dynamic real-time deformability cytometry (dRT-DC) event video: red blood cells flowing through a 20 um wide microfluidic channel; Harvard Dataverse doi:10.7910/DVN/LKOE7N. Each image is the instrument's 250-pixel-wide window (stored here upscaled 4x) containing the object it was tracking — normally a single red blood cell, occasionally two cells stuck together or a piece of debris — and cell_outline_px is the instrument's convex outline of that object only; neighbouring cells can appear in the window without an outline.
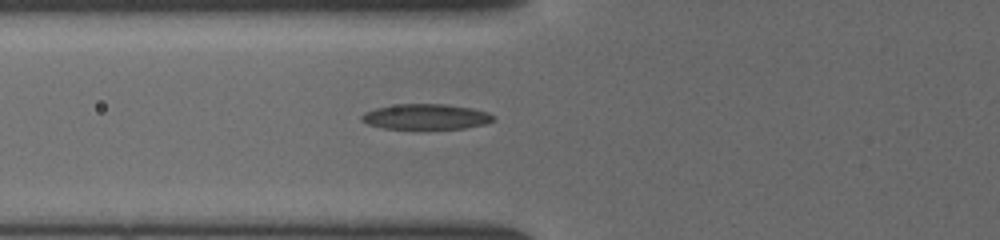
{"species": "common noctule bat (a hibernating species)", "species_latin": "Nyctalus noctula", "temperature_condition": "cold", "stored_images_in_passage": 27, "camera_frame_rate_fps": 3000, "um_per_image_px": 0.085, "animal": {"sex": "female", "body_mass_g": 19.5, "forearm_length_mm": 54.1}, "frame": {"image": 1, "passage_image": 2, "time_ms": 0.333, "image_size_px": [1000, 240], "cell_outline_px": [[496, 116], [492, 120], [484, 124], [464, 128], [384, 128], [368, 124], [360, 120], [360, 116], [364, 112], [376, 108], [400, 104], [444, 104], [472, 108], [488, 112]], "centroid_in_image_um": [36.19, 9.91], "position_along_channel_um": 89.6, "area_um2": 19.25}}
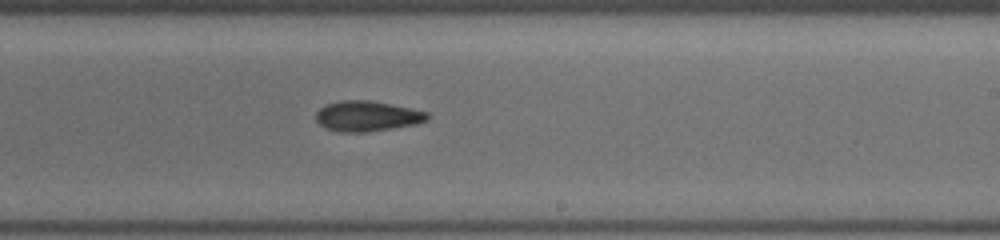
{"frame": {"image": 2, "passage_image": 14, "time_ms": 4.333, "image_size_px": [1000, 240], "cell_outline_px": [[428, 120], [416, 124], [368, 132], [336, 132], [320, 124], [316, 120], [316, 112], [324, 104], [340, 100], [368, 100], [428, 112]], "centroid_in_image_um": [31.17, 9.87], "position_along_channel_um": 257.8, "area_um2": 19.59}}
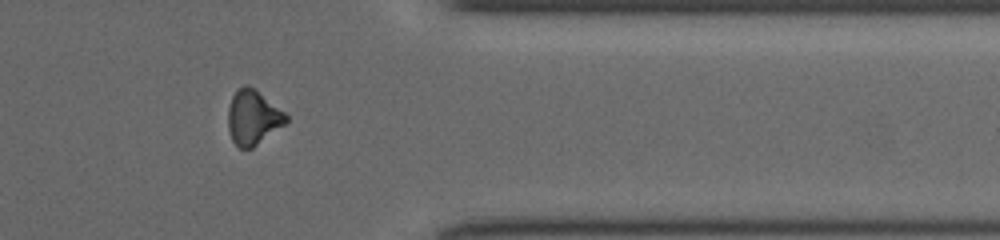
{"frame": {"image": 3, "passage_image": 24, "time_ms": 7.667, "image_size_px": [1000, 240], "cell_outline_px": [[288, 120], [284, 124], [252, 148], [236, 148], [232, 140], [228, 128], [228, 108], [232, 96], [236, 88], [244, 84], [248, 84], [284, 112], [288, 116]], "centroid_in_image_um": [21.46, 9.98], "position_along_channel_um": 389.9, "area_um2": 18.32}}